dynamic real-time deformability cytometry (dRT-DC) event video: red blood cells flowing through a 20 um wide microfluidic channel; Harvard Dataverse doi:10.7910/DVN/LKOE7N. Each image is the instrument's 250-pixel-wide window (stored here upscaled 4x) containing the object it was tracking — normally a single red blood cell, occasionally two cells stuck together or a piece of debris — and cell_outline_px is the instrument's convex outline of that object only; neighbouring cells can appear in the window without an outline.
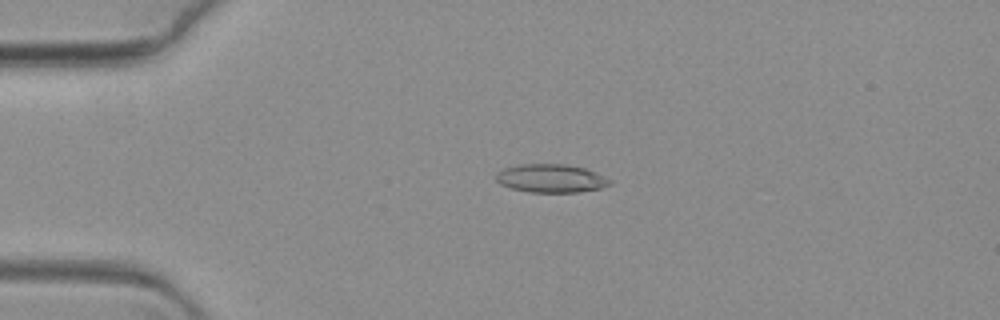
{"species": "common noctule bat (a hibernating species)", "species_latin": "Nyctalus noctula", "temperature_condition": "warm", "stored_images_in_passage": 68, "camera_frame_rate_fps": 3000, "um_per_image_px": 0.085, "animal": {"sex": "female", "body_mass_g": 19.3, "forearm_length_mm": 54.1}, "frame": {"image": 1, "passage_image": 16, "time_ms": 5.0, "image_size_px": [1000, 320], "cell_outline_px": [[612, 184], [600, 188], [576, 192], [528, 192], [512, 188], [500, 184], [496, 180], [496, 172], [504, 168], [520, 164], [564, 164], [584, 168], [596, 172], [612, 180]], "centroid_in_image_um": [46.83, 15.16], "position_along_channel_um": 38.2, "area_um2": 18.79}}
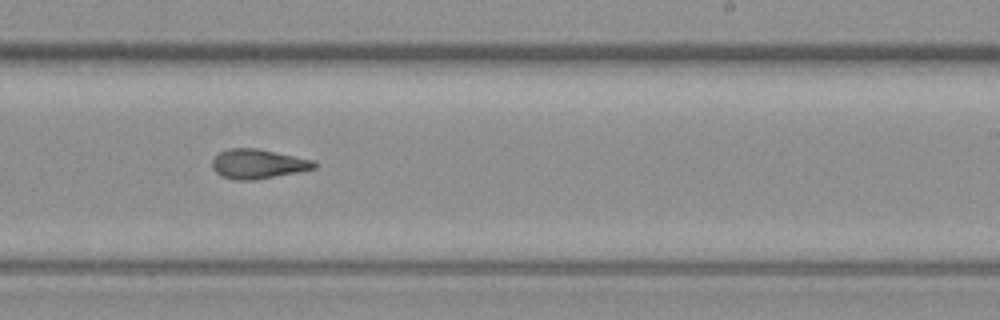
{"frame": {"image": 2, "passage_image": 42, "time_ms": 13.667, "image_size_px": [1000, 320], "cell_outline_px": [[316, 168], [256, 180], [232, 180], [220, 176], [212, 168], [212, 160], [220, 152], [228, 148], [256, 148], [312, 160], [316, 164]], "centroid_in_image_um": [21.86, 13.94], "position_along_channel_um": 267.1, "area_um2": 17.4}}
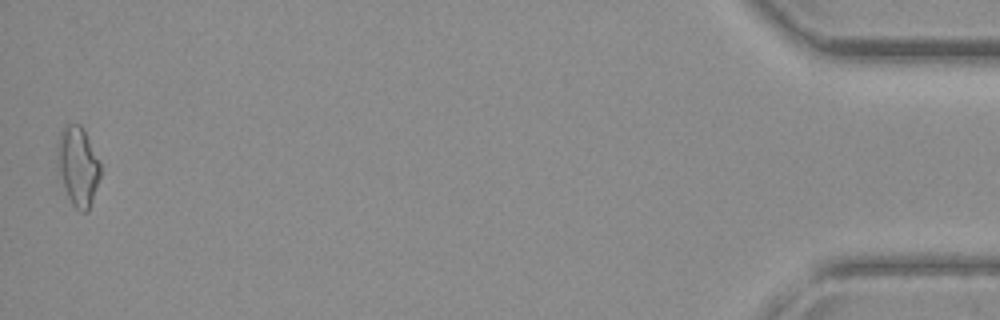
{"frame": {"image": 3, "passage_image": 67, "time_ms": 22.0, "image_size_px": [1000, 320], "cell_outline_px": [[100, 176], [88, 212], [80, 212], [72, 204], [68, 196], [60, 172], [56, 148], [56, 144], [60, 132], [64, 124], [80, 124], [100, 160]], "centroid_in_image_um": [6.63, 14.09], "position_along_channel_um": 428.6, "area_um2": 19.59}}